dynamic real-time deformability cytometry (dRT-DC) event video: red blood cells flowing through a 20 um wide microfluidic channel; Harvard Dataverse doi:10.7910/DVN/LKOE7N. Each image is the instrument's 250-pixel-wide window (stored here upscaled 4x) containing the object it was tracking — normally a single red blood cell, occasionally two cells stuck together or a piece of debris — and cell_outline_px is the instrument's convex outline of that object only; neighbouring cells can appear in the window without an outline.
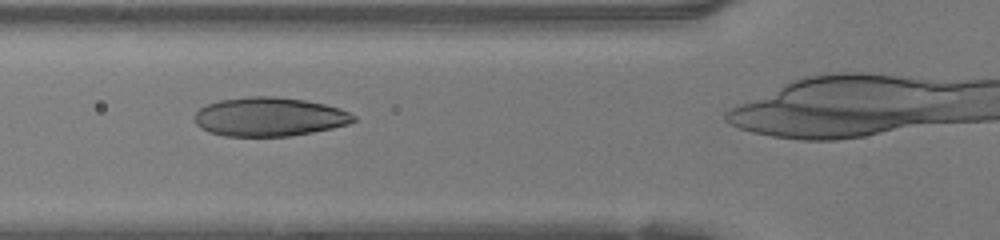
{"species": "human", "species_latin": "Homo sapiens", "temperature_condition": "warm", "stored_images_in_passage": 29, "camera_frame_rate_fps": 3000, "um_per_image_px": 0.085, "donor": {"sex": "female"}, "frame": {"image": 1, "passage_image": 8, "time_ms": 2.333, "image_size_px": [1000, 240], "cell_outline_px": [[356, 120], [348, 124], [332, 128], [312, 132], [288, 136], [224, 136], [208, 132], [200, 128], [196, 124], [196, 112], [200, 108], [208, 104], [220, 100], [248, 96], [272, 96], [304, 100], [324, 104], [340, 108], [356, 116]], "centroid_in_image_um": [22.89, 9.93], "position_along_channel_um": 102.9, "area_um2": 35.95}}
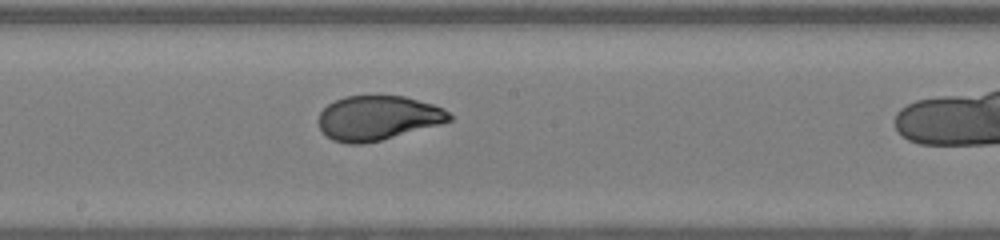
{"frame": {"image": 2, "passage_image": 16, "time_ms": 5.0, "image_size_px": [1000, 240], "cell_outline_px": [[452, 120], [440, 124], [380, 140], [360, 144], [348, 144], [332, 140], [320, 128], [316, 120], [320, 112], [328, 104], [344, 96], [404, 96], [432, 104], [444, 108], [452, 116]], "centroid_in_image_um": [32.09, 10.02], "position_along_channel_um": 216.1, "area_um2": 33.76}}
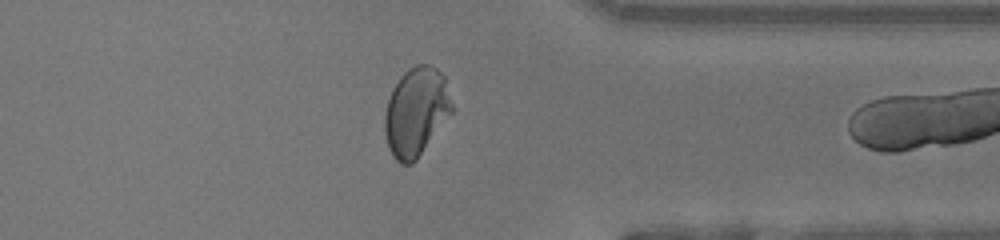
{"frame": {"image": 3, "passage_image": 28, "time_ms": 9.0, "image_size_px": [1000, 240], "cell_outline_px": [[456, 108], [416, 160], [412, 164], [400, 164], [392, 156], [388, 148], [384, 132], [384, 116], [388, 100], [392, 88], [400, 76], [408, 68], [416, 64], [428, 64], [436, 68], [444, 76]], "centroid_in_image_um": [35.38, 9.49], "position_along_channel_um": 376.0, "area_um2": 35.26}}